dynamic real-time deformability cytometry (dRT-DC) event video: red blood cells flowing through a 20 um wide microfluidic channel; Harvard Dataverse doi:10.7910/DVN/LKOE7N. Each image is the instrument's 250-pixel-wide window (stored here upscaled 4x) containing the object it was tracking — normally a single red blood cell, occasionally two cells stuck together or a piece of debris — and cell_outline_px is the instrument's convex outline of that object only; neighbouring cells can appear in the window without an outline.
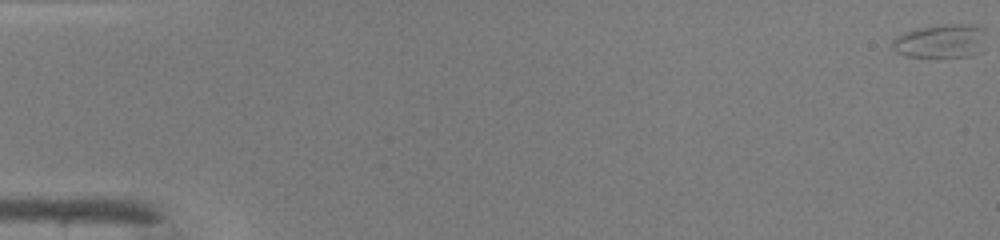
{"species": "common noctule bat (a hibernating species)", "species_latin": "Nyctalus noctula", "temperature_condition": "warm", "stored_images_in_passage": 50, "camera_frame_rate_fps": 3000, "um_per_image_px": 0.085, "animal": {"sex": "male", "body_mass_g": 19.0, "forearm_length_mm": 50.8}, "frame": {"image": 1, "passage_image": 1, "time_ms": 0.0, "image_size_px": [1000, 240], "cell_outline_px": [[984, 28], [980, 52], [968, 56], [904, 56], [896, 52], [892, 48], [892, 40], [896, 36], [920, 28], [944, 24], [972, 24]], "centroid_in_image_um": [79.93, 3.48], "position_along_channel_um": 5.1, "area_um2": 18.03}}
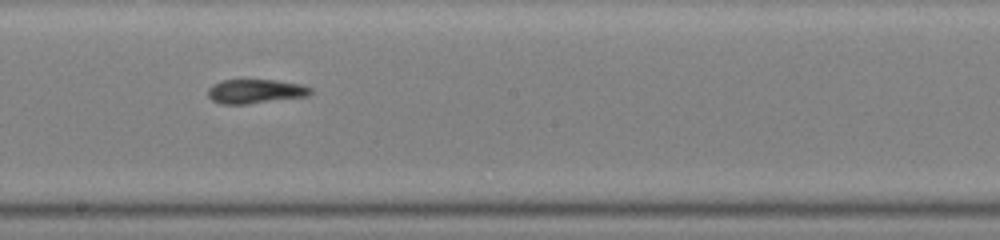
{"frame": {"image": 2, "passage_image": 29, "time_ms": 9.333, "image_size_px": [1000, 240], "cell_outline_px": [[312, 92], [308, 96], [248, 104], [224, 104], [212, 100], [208, 96], [208, 88], [212, 84], [224, 80], [276, 80], [300, 84], [312, 88]], "centroid_in_image_um": [21.71, 7.76], "position_along_channel_um": 226.5, "area_um2": 14.45}}
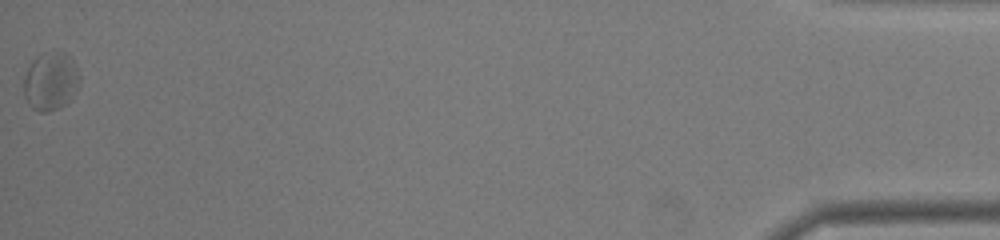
{"frame": {"image": 3, "passage_image": 50, "time_ms": 16.333, "image_size_px": [1000, 240], "cell_outline_px": [[80, 84], [64, 104], [48, 112], [40, 112], [32, 108], [28, 104], [24, 96], [24, 80], [28, 68], [32, 60], [40, 56], [60, 52], [64, 52], [72, 60], [80, 72]], "centroid_in_image_um": [4.3, 6.93], "position_along_channel_um": 430.9, "area_um2": 18.44}, "authors_computed_cell_mechanics": {"area_um2": 16.1262, "velocity_mm_per_s": 4.2368, "shape_relaxation_time_tau1_ms": null, "shape_relaxation_time_tau2_ms": 2.2937, "deformation_change_tau1": null, "deformation_change_tau2": 0.1299}}